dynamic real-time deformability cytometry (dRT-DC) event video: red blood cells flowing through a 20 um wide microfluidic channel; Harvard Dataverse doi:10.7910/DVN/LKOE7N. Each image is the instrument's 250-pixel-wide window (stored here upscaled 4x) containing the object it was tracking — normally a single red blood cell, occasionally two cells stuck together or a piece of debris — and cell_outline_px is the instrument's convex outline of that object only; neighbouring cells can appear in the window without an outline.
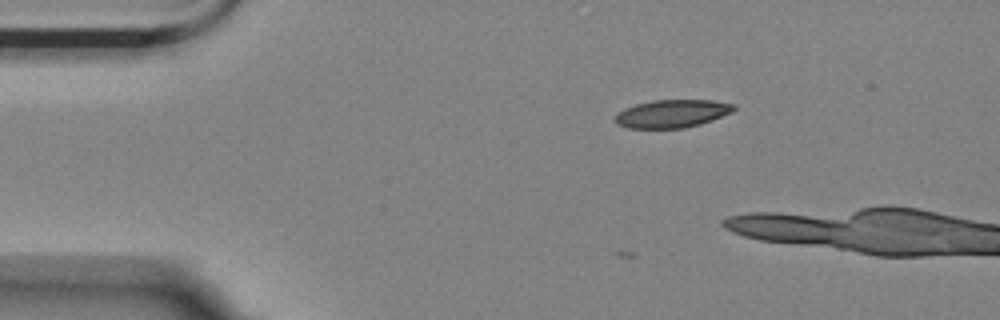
{"species": "Egyptian fruit bat (a non-hibernating species)", "species_latin": "Rousettus aegyptiacus", "temperature_condition": "room temperature", "stored_images_in_passage": 7, "camera_frame_rate_fps": 3000, "um_per_image_px": 0.085, "animal": {"sex": "female"}, "frame": {"image": 1, "passage_image": 7, "time_ms": 2.0, "image_size_px": [1000, 320], "cell_outline_px": [[736, 108], [732, 112], [712, 120], [700, 124], [684, 128], [628, 128], [616, 124], [612, 120], [616, 112], [624, 108], [636, 104], [652, 100], [712, 100], [736, 104]], "centroid_in_image_um": [57.09, 9.66], "position_along_channel_um": 27.9, "area_um2": 19.59}}